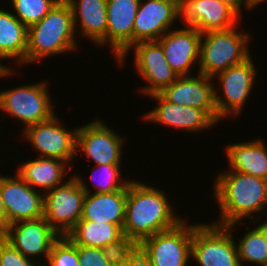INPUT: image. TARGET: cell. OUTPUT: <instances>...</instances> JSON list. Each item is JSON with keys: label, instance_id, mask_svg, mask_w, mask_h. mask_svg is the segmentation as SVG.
Listing matches in <instances>:
<instances>
[{"label": "cell", "instance_id": "6da1fadb", "mask_svg": "<svg viewBox=\"0 0 267 266\" xmlns=\"http://www.w3.org/2000/svg\"><path fill=\"white\" fill-rule=\"evenodd\" d=\"M131 180L127 188L123 233L137 244L177 226L185 218L176 215L167 193L152 185Z\"/></svg>", "mask_w": 267, "mask_h": 266}, {"label": "cell", "instance_id": "7a4b0ae2", "mask_svg": "<svg viewBox=\"0 0 267 266\" xmlns=\"http://www.w3.org/2000/svg\"><path fill=\"white\" fill-rule=\"evenodd\" d=\"M214 179L213 198L219 205L220 219L213 223L233 229L246 218L255 222L259 213L262 216L267 203L266 179L231 170L219 172Z\"/></svg>", "mask_w": 267, "mask_h": 266}, {"label": "cell", "instance_id": "3957f363", "mask_svg": "<svg viewBox=\"0 0 267 266\" xmlns=\"http://www.w3.org/2000/svg\"><path fill=\"white\" fill-rule=\"evenodd\" d=\"M75 35L71 7L66 0H59L38 23L28 28L25 65L62 53H76L80 46Z\"/></svg>", "mask_w": 267, "mask_h": 266}, {"label": "cell", "instance_id": "277c9868", "mask_svg": "<svg viewBox=\"0 0 267 266\" xmlns=\"http://www.w3.org/2000/svg\"><path fill=\"white\" fill-rule=\"evenodd\" d=\"M238 25L227 29L202 33L200 39V53L198 73L208 77L225 71L231 66L243 63L251 57L249 42L252 34L237 31Z\"/></svg>", "mask_w": 267, "mask_h": 266}, {"label": "cell", "instance_id": "5b68a950", "mask_svg": "<svg viewBox=\"0 0 267 266\" xmlns=\"http://www.w3.org/2000/svg\"><path fill=\"white\" fill-rule=\"evenodd\" d=\"M48 82H34L0 91V110L13 117L23 129L51 119L55 115L54 101L49 94Z\"/></svg>", "mask_w": 267, "mask_h": 266}, {"label": "cell", "instance_id": "8992f818", "mask_svg": "<svg viewBox=\"0 0 267 266\" xmlns=\"http://www.w3.org/2000/svg\"><path fill=\"white\" fill-rule=\"evenodd\" d=\"M252 57L212 77L215 78L213 81L218 82V87L217 85L214 87L218 123L223 118L237 117L244 110L247 100L249 102V96L253 94L251 92L256 85L255 77H257Z\"/></svg>", "mask_w": 267, "mask_h": 266}, {"label": "cell", "instance_id": "52a82bcc", "mask_svg": "<svg viewBox=\"0 0 267 266\" xmlns=\"http://www.w3.org/2000/svg\"><path fill=\"white\" fill-rule=\"evenodd\" d=\"M232 228L213 222L193 229L191 260L198 266H241ZM236 240V241H235Z\"/></svg>", "mask_w": 267, "mask_h": 266}, {"label": "cell", "instance_id": "ba28073f", "mask_svg": "<svg viewBox=\"0 0 267 266\" xmlns=\"http://www.w3.org/2000/svg\"><path fill=\"white\" fill-rule=\"evenodd\" d=\"M134 50V51H133ZM134 52V67L137 75L146 81L144 87L139 88L140 94L149 96L160 93L179 76L170 67L162 48L157 40L141 41L134 43L118 60L117 65H125L129 52Z\"/></svg>", "mask_w": 267, "mask_h": 266}, {"label": "cell", "instance_id": "9c48e42d", "mask_svg": "<svg viewBox=\"0 0 267 266\" xmlns=\"http://www.w3.org/2000/svg\"><path fill=\"white\" fill-rule=\"evenodd\" d=\"M86 192L77 177L44 193V219L60 235L66 234L81 219Z\"/></svg>", "mask_w": 267, "mask_h": 266}, {"label": "cell", "instance_id": "30bf717a", "mask_svg": "<svg viewBox=\"0 0 267 266\" xmlns=\"http://www.w3.org/2000/svg\"><path fill=\"white\" fill-rule=\"evenodd\" d=\"M188 219L177 226L143 239L138 245L148 255L153 266H188L191 264L193 229Z\"/></svg>", "mask_w": 267, "mask_h": 266}, {"label": "cell", "instance_id": "8fae6325", "mask_svg": "<svg viewBox=\"0 0 267 266\" xmlns=\"http://www.w3.org/2000/svg\"><path fill=\"white\" fill-rule=\"evenodd\" d=\"M63 124V125H62ZM21 132L22 139L30 143L41 157H53L71 164L77 157L78 127L69 129L64 126L57 114L44 122L31 125ZM25 137V138H23Z\"/></svg>", "mask_w": 267, "mask_h": 266}, {"label": "cell", "instance_id": "7c38bea8", "mask_svg": "<svg viewBox=\"0 0 267 266\" xmlns=\"http://www.w3.org/2000/svg\"><path fill=\"white\" fill-rule=\"evenodd\" d=\"M94 120V121H93ZM78 128L77 155L80 152L95 165L121 164L125 137L96 117Z\"/></svg>", "mask_w": 267, "mask_h": 266}, {"label": "cell", "instance_id": "4fadbf2b", "mask_svg": "<svg viewBox=\"0 0 267 266\" xmlns=\"http://www.w3.org/2000/svg\"><path fill=\"white\" fill-rule=\"evenodd\" d=\"M0 235L22 255L40 265L47 261L52 244L60 237L44 217L15 222L7 226Z\"/></svg>", "mask_w": 267, "mask_h": 266}, {"label": "cell", "instance_id": "5bb4252c", "mask_svg": "<svg viewBox=\"0 0 267 266\" xmlns=\"http://www.w3.org/2000/svg\"><path fill=\"white\" fill-rule=\"evenodd\" d=\"M180 18L185 27L195 28L202 34L230 29L238 25L242 17L219 0H177V19Z\"/></svg>", "mask_w": 267, "mask_h": 266}, {"label": "cell", "instance_id": "9a60e30c", "mask_svg": "<svg viewBox=\"0 0 267 266\" xmlns=\"http://www.w3.org/2000/svg\"><path fill=\"white\" fill-rule=\"evenodd\" d=\"M0 191L6 212V227L23 220H34L44 215V194L33 189L17 173H0Z\"/></svg>", "mask_w": 267, "mask_h": 266}, {"label": "cell", "instance_id": "2e32d148", "mask_svg": "<svg viewBox=\"0 0 267 266\" xmlns=\"http://www.w3.org/2000/svg\"><path fill=\"white\" fill-rule=\"evenodd\" d=\"M195 73V76H179L159 94L173 104L202 109L218 123L213 78Z\"/></svg>", "mask_w": 267, "mask_h": 266}, {"label": "cell", "instance_id": "e0dca14e", "mask_svg": "<svg viewBox=\"0 0 267 266\" xmlns=\"http://www.w3.org/2000/svg\"><path fill=\"white\" fill-rule=\"evenodd\" d=\"M156 102L157 107L148 110L143 116L145 122L168 126L174 130L197 133L217 126V123L202 109L173 104L159 93L147 96ZM158 103V104H157Z\"/></svg>", "mask_w": 267, "mask_h": 266}, {"label": "cell", "instance_id": "ac0fdd59", "mask_svg": "<svg viewBox=\"0 0 267 266\" xmlns=\"http://www.w3.org/2000/svg\"><path fill=\"white\" fill-rule=\"evenodd\" d=\"M177 20V0H141L133 27V44L159 40Z\"/></svg>", "mask_w": 267, "mask_h": 266}, {"label": "cell", "instance_id": "d6986e66", "mask_svg": "<svg viewBox=\"0 0 267 266\" xmlns=\"http://www.w3.org/2000/svg\"><path fill=\"white\" fill-rule=\"evenodd\" d=\"M168 30L157 40L164 50L170 67L178 76H190L191 69L199 64L201 33L195 28L180 27Z\"/></svg>", "mask_w": 267, "mask_h": 266}, {"label": "cell", "instance_id": "ffe728a7", "mask_svg": "<svg viewBox=\"0 0 267 266\" xmlns=\"http://www.w3.org/2000/svg\"><path fill=\"white\" fill-rule=\"evenodd\" d=\"M141 0H107L108 44L117 61L133 45V27Z\"/></svg>", "mask_w": 267, "mask_h": 266}, {"label": "cell", "instance_id": "44dd1931", "mask_svg": "<svg viewBox=\"0 0 267 266\" xmlns=\"http://www.w3.org/2000/svg\"><path fill=\"white\" fill-rule=\"evenodd\" d=\"M72 10L75 33L95 46H106L107 0H66ZM79 26V28L77 27Z\"/></svg>", "mask_w": 267, "mask_h": 266}, {"label": "cell", "instance_id": "7402d4cb", "mask_svg": "<svg viewBox=\"0 0 267 266\" xmlns=\"http://www.w3.org/2000/svg\"><path fill=\"white\" fill-rule=\"evenodd\" d=\"M67 168L68 171L72 169L62 159L38 156L36 159H27L26 162L18 164L16 173L33 189L43 191L44 194L66 181Z\"/></svg>", "mask_w": 267, "mask_h": 266}, {"label": "cell", "instance_id": "603a6c76", "mask_svg": "<svg viewBox=\"0 0 267 266\" xmlns=\"http://www.w3.org/2000/svg\"><path fill=\"white\" fill-rule=\"evenodd\" d=\"M228 170L267 180V147L264 139L228 143L225 146Z\"/></svg>", "mask_w": 267, "mask_h": 266}, {"label": "cell", "instance_id": "cb8c5ba5", "mask_svg": "<svg viewBox=\"0 0 267 266\" xmlns=\"http://www.w3.org/2000/svg\"><path fill=\"white\" fill-rule=\"evenodd\" d=\"M127 188L109 193H86L80 220L123 226Z\"/></svg>", "mask_w": 267, "mask_h": 266}, {"label": "cell", "instance_id": "d4e9b609", "mask_svg": "<svg viewBox=\"0 0 267 266\" xmlns=\"http://www.w3.org/2000/svg\"><path fill=\"white\" fill-rule=\"evenodd\" d=\"M28 28L12 11L0 7V68H11L1 63L11 59L16 66H25ZM3 64V65H2ZM19 64V65H18Z\"/></svg>", "mask_w": 267, "mask_h": 266}, {"label": "cell", "instance_id": "484cf974", "mask_svg": "<svg viewBox=\"0 0 267 266\" xmlns=\"http://www.w3.org/2000/svg\"><path fill=\"white\" fill-rule=\"evenodd\" d=\"M124 236L123 226L106 222L79 220L66 234L74 245L103 248Z\"/></svg>", "mask_w": 267, "mask_h": 266}, {"label": "cell", "instance_id": "4316f807", "mask_svg": "<svg viewBox=\"0 0 267 266\" xmlns=\"http://www.w3.org/2000/svg\"><path fill=\"white\" fill-rule=\"evenodd\" d=\"M251 223L255 227L254 225L253 229L248 227V231L239 238V243L236 242L240 265L244 266V264L251 263L253 266L255 264L267 266V229L257 224L256 221H250Z\"/></svg>", "mask_w": 267, "mask_h": 266}, {"label": "cell", "instance_id": "83f0119b", "mask_svg": "<svg viewBox=\"0 0 267 266\" xmlns=\"http://www.w3.org/2000/svg\"><path fill=\"white\" fill-rule=\"evenodd\" d=\"M121 165L122 164L94 165L92 172H90V177L88 176L93 183L92 185L94 186V191L91 187L88 188L89 186L86 182H84V178H81V175H78L76 172L74 175L77 177L82 189L86 193H109L123 188H128V184L131 179H126L124 176H121V168H123Z\"/></svg>", "mask_w": 267, "mask_h": 266}, {"label": "cell", "instance_id": "f1b7e54d", "mask_svg": "<svg viewBox=\"0 0 267 266\" xmlns=\"http://www.w3.org/2000/svg\"><path fill=\"white\" fill-rule=\"evenodd\" d=\"M59 0H11L12 13L27 28L38 23Z\"/></svg>", "mask_w": 267, "mask_h": 266}, {"label": "cell", "instance_id": "f546056e", "mask_svg": "<svg viewBox=\"0 0 267 266\" xmlns=\"http://www.w3.org/2000/svg\"><path fill=\"white\" fill-rule=\"evenodd\" d=\"M44 266H81L77 246L66 236H60L52 244Z\"/></svg>", "mask_w": 267, "mask_h": 266}, {"label": "cell", "instance_id": "4dcf8cb0", "mask_svg": "<svg viewBox=\"0 0 267 266\" xmlns=\"http://www.w3.org/2000/svg\"><path fill=\"white\" fill-rule=\"evenodd\" d=\"M137 245L138 244L132 238L124 235L118 241L103 247L102 252L106 260L111 265H115L125 260Z\"/></svg>", "mask_w": 267, "mask_h": 266}, {"label": "cell", "instance_id": "1f68e13d", "mask_svg": "<svg viewBox=\"0 0 267 266\" xmlns=\"http://www.w3.org/2000/svg\"><path fill=\"white\" fill-rule=\"evenodd\" d=\"M0 266H40L25 257L0 235Z\"/></svg>", "mask_w": 267, "mask_h": 266}, {"label": "cell", "instance_id": "d6a6232c", "mask_svg": "<svg viewBox=\"0 0 267 266\" xmlns=\"http://www.w3.org/2000/svg\"><path fill=\"white\" fill-rule=\"evenodd\" d=\"M81 266H112L104 257L102 248L76 245Z\"/></svg>", "mask_w": 267, "mask_h": 266}, {"label": "cell", "instance_id": "836d02e7", "mask_svg": "<svg viewBox=\"0 0 267 266\" xmlns=\"http://www.w3.org/2000/svg\"><path fill=\"white\" fill-rule=\"evenodd\" d=\"M112 266H153L148 255L137 245L130 255L122 262Z\"/></svg>", "mask_w": 267, "mask_h": 266}, {"label": "cell", "instance_id": "e575fe53", "mask_svg": "<svg viewBox=\"0 0 267 266\" xmlns=\"http://www.w3.org/2000/svg\"><path fill=\"white\" fill-rule=\"evenodd\" d=\"M228 4L232 7L239 15L242 13V8L244 7L247 10H255L250 0H219Z\"/></svg>", "mask_w": 267, "mask_h": 266}, {"label": "cell", "instance_id": "d590c367", "mask_svg": "<svg viewBox=\"0 0 267 266\" xmlns=\"http://www.w3.org/2000/svg\"><path fill=\"white\" fill-rule=\"evenodd\" d=\"M6 228V212L0 191V233Z\"/></svg>", "mask_w": 267, "mask_h": 266}, {"label": "cell", "instance_id": "8d00e7d4", "mask_svg": "<svg viewBox=\"0 0 267 266\" xmlns=\"http://www.w3.org/2000/svg\"><path fill=\"white\" fill-rule=\"evenodd\" d=\"M15 72L13 68H0V78L11 77L13 74H16Z\"/></svg>", "mask_w": 267, "mask_h": 266}, {"label": "cell", "instance_id": "74e56055", "mask_svg": "<svg viewBox=\"0 0 267 266\" xmlns=\"http://www.w3.org/2000/svg\"><path fill=\"white\" fill-rule=\"evenodd\" d=\"M265 209L267 210V203L265 204V206H264V208H263V211H262V215H263V216H264V213L267 212ZM264 210H265V211H264ZM263 212H264V213H263ZM266 215H267V213H266ZM258 217H259L260 219L258 218L257 221H256V223H259L260 226H262L263 228L267 229V218H266V220H263V221H262V220H261L262 217H261L260 215H259ZM258 220H260V221L258 222Z\"/></svg>", "mask_w": 267, "mask_h": 266}, {"label": "cell", "instance_id": "f35d334b", "mask_svg": "<svg viewBox=\"0 0 267 266\" xmlns=\"http://www.w3.org/2000/svg\"><path fill=\"white\" fill-rule=\"evenodd\" d=\"M252 5L254 6V8H256L257 6L262 5L265 1L267 0H250Z\"/></svg>", "mask_w": 267, "mask_h": 266}]
</instances>
